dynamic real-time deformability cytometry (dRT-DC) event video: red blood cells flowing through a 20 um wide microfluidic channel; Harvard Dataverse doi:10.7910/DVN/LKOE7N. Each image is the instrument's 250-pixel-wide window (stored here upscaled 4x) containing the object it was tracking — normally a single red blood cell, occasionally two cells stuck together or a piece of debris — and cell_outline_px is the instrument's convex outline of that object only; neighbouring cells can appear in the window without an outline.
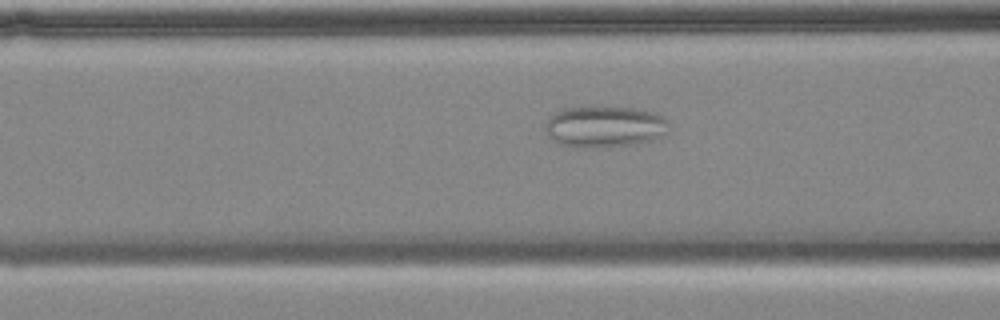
{"species": "common noctule bat (a hibernating species)", "species_latin": "Nyctalus noctula", "temperature_condition": "cold", "stored_images_in_passage": 39, "camera_frame_rate_fps": 3000, "um_per_image_px": 0.085, "animal": {"sex": "female", "body_mass_g": 18.4}, "frame": {"image": 1, "passage_image": 9, "time_ms": 2.667, "image_size_px": [1000, 320], "cell_outline_px": [[668, 132], [652, 140], [628, 144], [596, 148], [568, 144], [556, 140], [548, 136], [544, 128], [544, 124], [560, 108], [636, 108], [652, 112], [664, 116]], "centroid_in_image_um": [51.4, 10.75], "position_along_channel_um": 115.2, "area_um2": 28.84}}
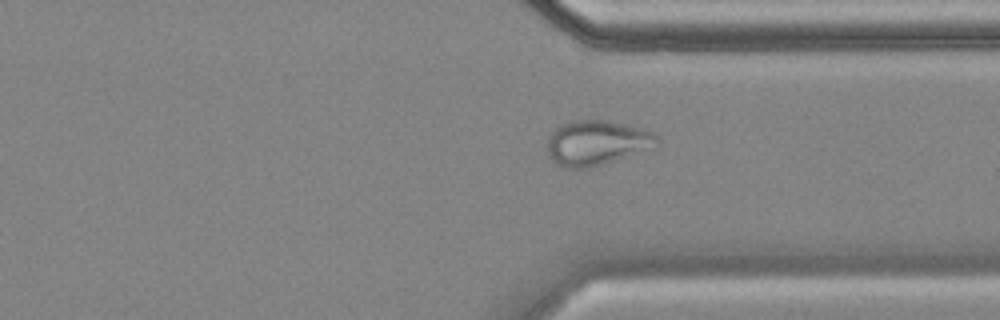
{"frame": {"image": 2, "passage_image": 30, "time_ms": 9.667, "image_size_px": [1000, 320], "cell_outline_px": [[660, 140], [624, 156], [588, 168], [564, 168], [556, 164], [548, 156], [548, 140], [552, 132], [560, 124], [568, 120], [608, 120], [640, 128], [652, 132]], "centroid_in_image_um": [50.58, 12.11], "position_along_channel_um": 360.8, "area_um2": 27.74}}
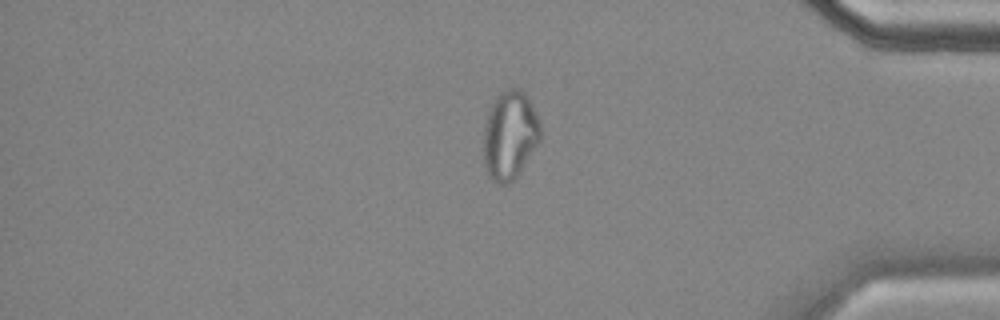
{"frame": {"image": 3, "passage_image": 35, "time_ms": 11.333, "image_size_px": [1000, 320], "cell_outline_px": [[540, 140], [516, 176], [508, 184], [500, 184], [492, 180], [484, 168], [484, 124], [488, 112], [496, 96], [500, 92], [508, 88], [520, 88], [528, 96], [540, 120]], "centroid_in_image_um": [43.33, 11.45], "position_along_channel_um": 391.9, "area_um2": 29.36}}